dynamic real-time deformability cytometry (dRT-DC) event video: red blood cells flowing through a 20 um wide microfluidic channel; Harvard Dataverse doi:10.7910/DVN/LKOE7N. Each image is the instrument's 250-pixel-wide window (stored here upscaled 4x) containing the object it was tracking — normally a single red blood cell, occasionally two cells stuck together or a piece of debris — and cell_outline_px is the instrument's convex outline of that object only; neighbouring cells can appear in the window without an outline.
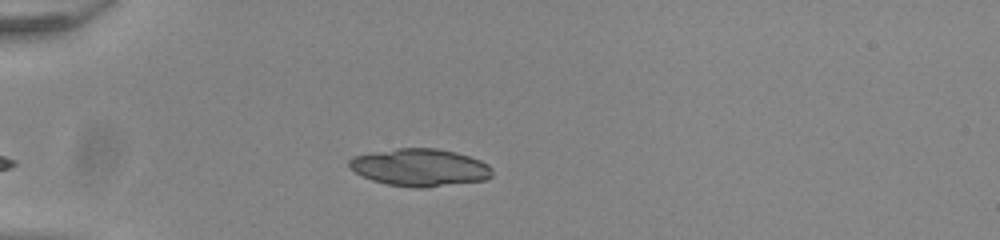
{"species": "common noctule bat (a hibernating species)", "species_latin": "Nyctalus noctula", "temperature_condition": "room temperature", "stored_images_in_passage": 39, "camera_frame_rate_fps": 3000, "um_per_image_px": 0.085, "animal": {"sex": "male", "body_mass_g": 20.0, "forearm_length_mm": 53.3}, "frame": {"image": 1, "passage_image": 2, "time_ms": 0.333, "image_size_px": [1000, 240], "cell_outline_px": [[492, 176], [484, 180], [424, 188], [416, 188], [388, 184], [372, 180], [348, 168], [348, 160], [352, 156], [372, 152], [396, 148], [436, 148], [456, 152], [480, 160], [488, 164], [492, 168]], "centroid_in_image_um": [35.67, 14.23], "position_along_channel_um": 49.3, "area_um2": 31.27}}